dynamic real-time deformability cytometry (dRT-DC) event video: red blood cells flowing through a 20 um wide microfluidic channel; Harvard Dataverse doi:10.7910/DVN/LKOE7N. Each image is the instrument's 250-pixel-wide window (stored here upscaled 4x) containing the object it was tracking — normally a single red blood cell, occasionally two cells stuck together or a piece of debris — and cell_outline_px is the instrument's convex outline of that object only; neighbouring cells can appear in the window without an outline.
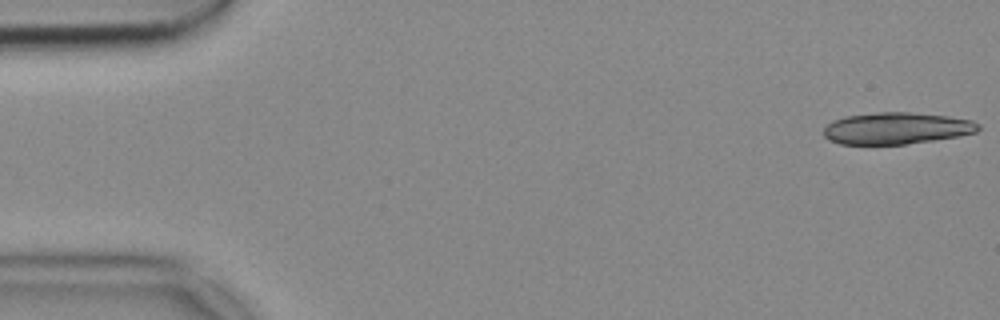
{"species": "common noctule bat (a hibernating species)", "species_latin": "Nyctalus noctula", "temperature_condition": "cold", "stored_images_in_passage": 53, "camera_frame_rate_fps": 3000, "um_per_image_px": 0.085, "animal": {"sex": "female", "body_mass_g": 18.4}, "frame": {"image": 1, "passage_image": 1, "time_ms": 0.0, "image_size_px": [1000, 320], "cell_outline_px": [[980, 128], [976, 132], [960, 136], [904, 144], [840, 144], [828, 140], [824, 136], [824, 128], [832, 120], [844, 116], [876, 112], [912, 112], [948, 116], [972, 120], [980, 124]], "centroid_in_image_um": [76.19, 10.89], "position_along_channel_um": 8.8, "area_um2": 28.73}}
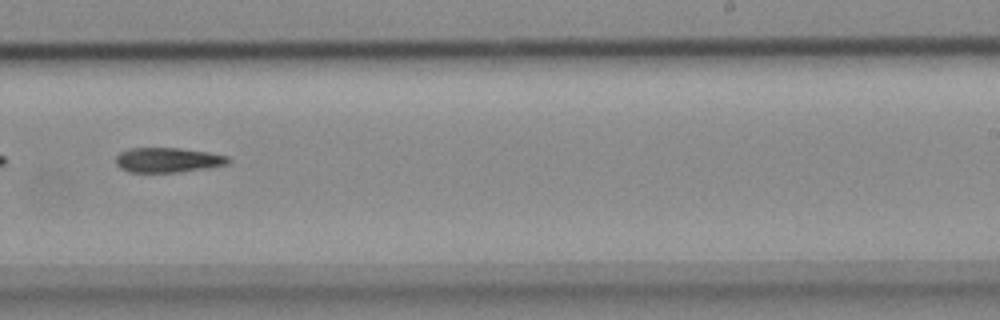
{"frame": {"image": 2, "passage_image": 33, "time_ms": 10.667, "image_size_px": [1000, 320], "cell_outline_px": [[228, 164], [176, 172], [128, 172], [120, 168], [116, 164], [116, 156], [120, 152], [128, 148], [180, 148], [208, 152], [228, 156]], "centroid_in_image_um": [14.2, 13.59], "position_along_channel_um": 274.8, "area_um2": 16.07}}
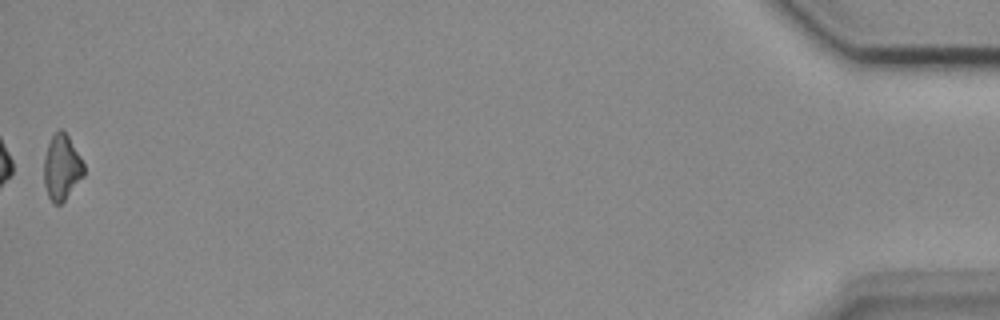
{"frame": {"image": 3, "passage_image": 53, "time_ms": 17.333, "image_size_px": [1000, 320], "cell_outline_px": [[84, 176], [64, 200], [60, 204], [52, 204], [48, 196], [44, 184], [44, 156], [48, 144], [52, 136], [60, 128], [68, 136], [80, 156], [84, 164]], "centroid_in_image_um": [5.24, 14.24], "position_along_channel_um": 430.0, "area_um2": 15.14}}